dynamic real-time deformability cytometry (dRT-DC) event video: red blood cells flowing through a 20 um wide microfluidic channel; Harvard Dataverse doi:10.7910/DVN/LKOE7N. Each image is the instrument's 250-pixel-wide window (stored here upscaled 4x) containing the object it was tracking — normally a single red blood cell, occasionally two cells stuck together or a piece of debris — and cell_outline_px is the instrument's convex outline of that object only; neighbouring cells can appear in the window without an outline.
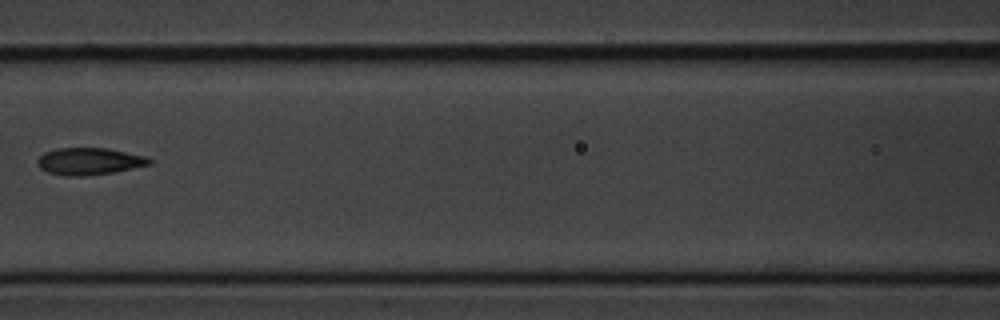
{"species": "common noctule bat (a hibernating species)", "species_latin": "Nyctalus noctula", "temperature_condition": "cold", "stored_images_in_passage": 6, "camera_frame_rate_fps": 3000, "um_per_image_px": 0.085, "animal": {"sex": "male", "body_mass_g": 20.1, "forearm_length_mm": 53.5}, "frame": {"image": 1, "passage_image": 5, "time_ms": 5.0, "image_size_px": [1000, 320], "cell_outline_px": [[152, 164], [112, 172], [84, 176], [64, 176], [48, 172], [40, 168], [36, 160], [44, 152], [56, 148], [108, 148], [144, 156], [152, 160]], "centroid_in_image_um": [7.55, 13.71], "position_along_channel_um": 159.0, "area_um2": 17.57}}
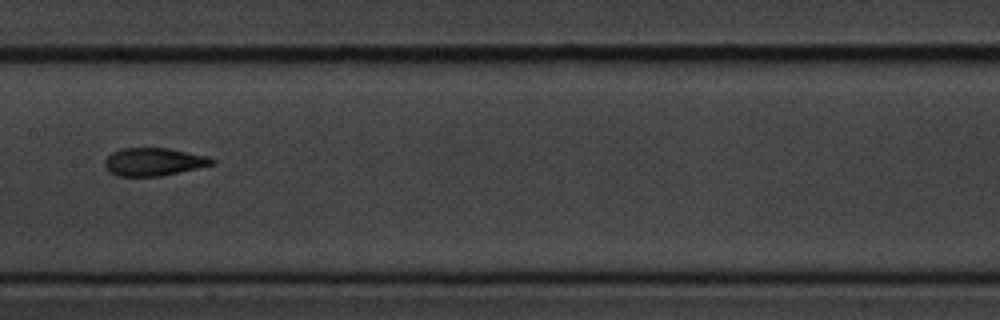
{"frame": {"image": 2, "passage_image": 6, "time_ms": 6.0, "image_size_px": [1000, 320], "cell_outline_px": [[216, 164], [180, 172], [160, 176], [116, 176], [108, 172], [104, 168], [104, 160], [112, 152], [120, 148], [168, 148], [208, 156], [216, 160]], "centroid_in_image_um": [13.05, 13.76], "position_along_channel_um": 194.4, "area_um2": 17.69}}